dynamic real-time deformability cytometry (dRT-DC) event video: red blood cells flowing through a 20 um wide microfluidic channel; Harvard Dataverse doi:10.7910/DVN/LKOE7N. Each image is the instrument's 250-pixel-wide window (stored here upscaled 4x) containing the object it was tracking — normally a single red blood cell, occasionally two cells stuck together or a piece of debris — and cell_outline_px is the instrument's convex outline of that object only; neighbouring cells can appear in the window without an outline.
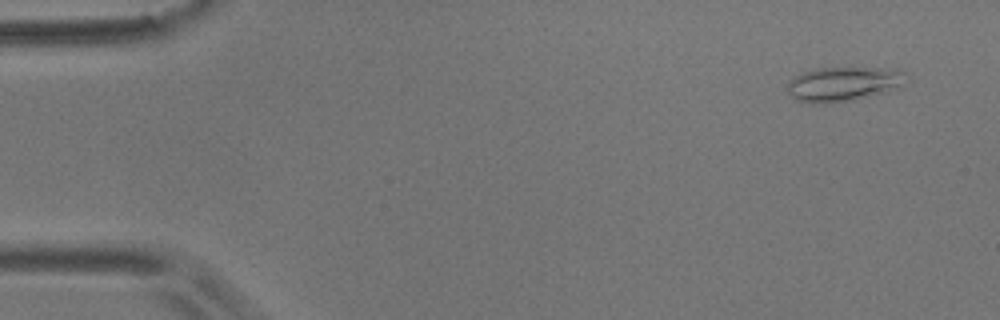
{"species": "common noctule bat (a hibernating species)", "species_latin": "Nyctalus noctula", "temperature_condition": "room temperature", "stored_images_in_passage": 5, "camera_frame_rate_fps": 3000, "um_per_image_px": 0.085, "animal": {"sex": "male", "body_mass_g": 17.9}, "frame": {"image": 1, "passage_image": 1, "time_ms": 0.0, "image_size_px": [1000, 320], "cell_outline_px": [[908, 72], [904, 84], [888, 92], [852, 100], [796, 100], [788, 92], [788, 84], [796, 76], [804, 72], [816, 68], [896, 68]], "centroid_in_image_um": [71.83, 7.08], "position_along_channel_um": 13.2, "area_um2": 23.06}}
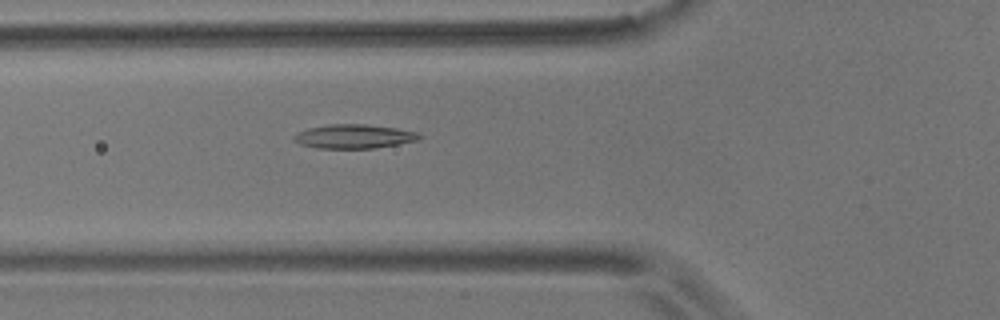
{"frame": {"image": 2, "passage_image": 5, "time_ms": 5.333, "image_size_px": [1000, 320], "cell_outline_px": [[424, 136], [420, 140], [376, 148], [316, 148], [300, 144], [292, 140], [292, 136], [308, 128], [328, 124], [364, 124], [396, 128], [420, 132]], "centroid_in_image_um": [30.13, 11.59], "position_along_channel_um": 95.7, "area_um2": 17.74}}